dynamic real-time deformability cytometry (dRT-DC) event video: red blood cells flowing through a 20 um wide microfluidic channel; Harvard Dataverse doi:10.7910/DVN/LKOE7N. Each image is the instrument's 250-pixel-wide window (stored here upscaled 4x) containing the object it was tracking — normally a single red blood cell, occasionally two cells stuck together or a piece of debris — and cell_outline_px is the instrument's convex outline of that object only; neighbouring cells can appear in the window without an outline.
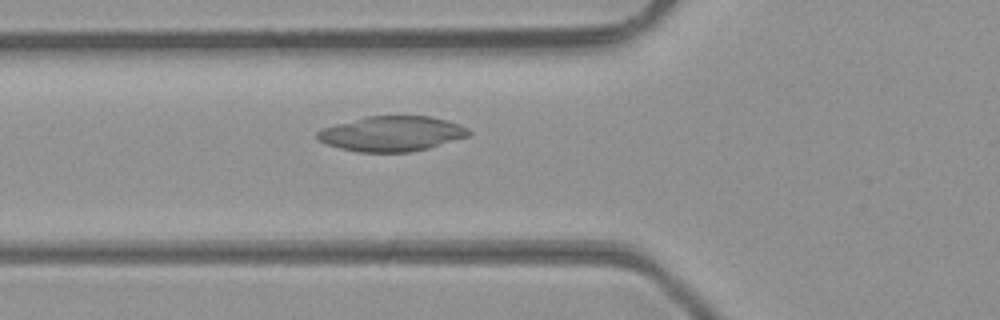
{"species": "common noctule bat (a hibernating species)", "species_latin": "Nyctalus noctula", "temperature_condition": "room temperature", "stored_images_in_passage": 48, "camera_frame_rate_fps": 3000, "um_per_image_px": 0.085, "animal": {"sex": "male", "body_mass_g": 23.1, "forearm_length_mm": 52.7}, "frame": {"image": 1, "passage_image": 18, "time_ms": 5.667, "image_size_px": [1000, 320], "cell_outline_px": [[472, 132], [468, 136], [428, 148], [408, 152], [356, 152], [340, 148], [328, 144], [320, 140], [316, 136], [316, 132], [324, 128], [336, 124], [364, 116], [432, 116], [448, 120], [460, 124], [468, 128]], "centroid_in_image_um": [33.33, 11.35], "position_along_channel_um": 92.5, "area_um2": 30.92}}
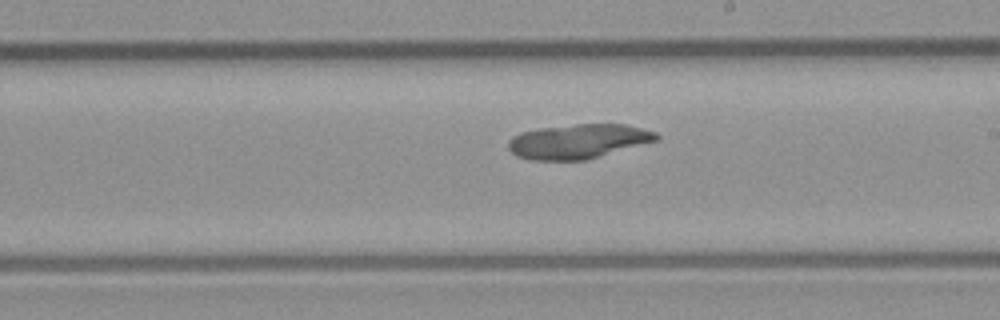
{"frame": {"image": 2, "passage_image": 28, "time_ms": 9.0, "image_size_px": [1000, 320], "cell_outline_px": [[660, 140], [584, 160], [532, 160], [516, 156], [508, 148], [508, 140], [512, 136], [520, 132], [540, 128], [576, 124], [624, 124], [656, 132], [660, 136]], "centroid_in_image_um": [49.14, 12.01], "position_along_channel_um": 239.9, "area_um2": 29.77}}
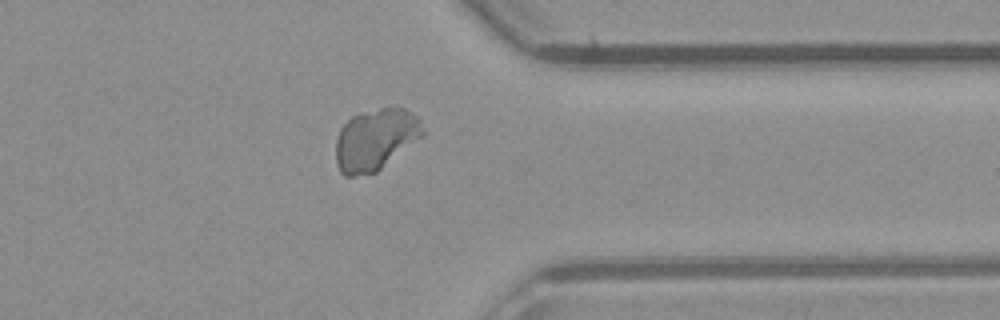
{"frame": {"image": 3, "passage_image": 38, "time_ms": 12.333, "image_size_px": [1000, 320], "cell_outline_px": [[424, 136], [376, 172], [352, 176], [344, 176], [340, 172], [336, 160], [336, 140], [340, 128], [352, 116], [380, 108], [400, 104], [416, 116], [420, 120], [424, 132]], "centroid_in_image_um": [31.94, 11.83], "position_along_channel_um": 379.5, "area_um2": 31.39}}